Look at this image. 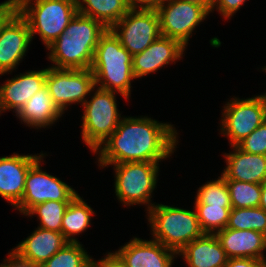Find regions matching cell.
<instances>
[{"label": "cell", "mask_w": 266, "mask_h": 267, "mask_svg": "<svg viewBox=\"0 0 266 267\" xmlns=\"http://www.w3.org/2000/svg\"><path fill=\"white\" fill-rule=\"evenodd\" d=\"M178 136L172 123L148 116H122L116 130L94 154L100 169L126 162L159 163L174 154Z\"/></svg>", "instance_id": "obj_1"}, {"label": "cell", "mask_w": 266, "mask_h": 267, "mask_svg": "<svg viewBox=\"0 0 266 267\" xmlns=\"http://www.w3.org/2000/svg\"><path fill=\"white\" fill-rule=\"evenodd\" d=\"M107 28L91 17L77 13L64 32L51 43L48 60L58 69H90L95 48Z\"/></svg>", "instance_id": "obj_2"}, {"label": "cell", "mask_w": 266, "mask_h": 267, "mask_svg": "<svg viewBox=\"0 0 266 267\" xmlns=\"http://www.w3.org/2000/svg\"><path fill=\"white\" fill-rule=\"evenodd\" d=\"M132 59L114 33L107 29L99 39L90 67L95 86L120 93L126 101L130 100L131 81L135 79Z\"/></svg>", "instance_id": "obj_3"}, {"label": "cell", "mask_w": 266, "mask_h": 267, "mask_svg": "<svg viewBox=\"0 0 266 267\" xmlns=\"http://www.w3.org/2000/svg\"><path fill=\"white\" fill-rule=\"evenodd\" d=\"M146 213L152 239L176 254L204 234L194 206L192 211L157 203Z\"/></svg>", "instance_id": "obj_4"}, {"label": "cell", "mask_w": 266, "mask_h": 267, "mask_svg": "<svg viewBox=\"0 0 266 267\" xmlns=\"http://www.w3.org/2000/svg\"><path fill=\"white\" fill-rule=\"evenodd\" d=\"M18 13L27 21L31 39L38 34L47 48L78 13L77 0H16Z\"/></svg>", "instance_id": "obj_5"}, {"label": "cell", "mask_w": 266, "mask_h": 267, "mask_svg": "<svg viewBox=\"0 0 266 267\" xmlns=\"http://www.w3.org/2000/svg\"><path fill=\"white\" fill-rule=\"evenodd\" d=\"M116 94L95 86L83 103L81 137L85 145L94 153L116 130L121 117Z\"/></svg>", "instance_id": "obj_6"}, {"label": "cell", "mask_w": 266, "mask_h": 267, "mask_svg": "<svg viewBox=\"0 0 266 267\" xmlns=\"http://www.w3.org/2000/svg\"><path fill=\"white\" fill-rule=\"evenodd\" d=\"M114 190L119 203L126 207L145 205L148 212L155 203L151 198L157 187L159 163L126 162L113 164Z\"/></svg>", "instance_id": "obj_7"}, {"label": "cell", "mask_w": 266, "mask_h": 267, "mask_svg": "<svg viewBox=\"0 0 266 267\" xmlns=\"http://www.w3.org/2000/svg\"><path fill=\"white\" fill-rule=\"evenodd\" d=\"M222 109L220 134L230 147L236 146L266 121V92L246 99L232 97Z\"/></svg>", "instance_id": "obj_8"}, {"label": "cell", "mask_w": 266, "mask_h": 267, "mask_svg": "<svg viewBox=\"0 0 266 267\" xmlns=\"http://www.w3.org/2000/svg\"><path fill=\"white\" fill-rule=\"evenodd\" d=\"M211 7L183 0H165L157 9L161 36L175 39L187 48L192 33L209 16Z\"/></svg>", "instance_id": "obj_9"}, {"label": "cell", "mask_w": 266, "mask_h": 267, "mask_svg": "<svg viewBox=\"0 0 266 267\" xmlns=\"http://www.w3.org/2000/svg\"><path fill=\"white\" fill-rule=\"evenodd\" d=\"M46 86L56 106L65 114L68 106L88 99L95 87L91 69H58L47 67ZM66 110V111H65Z\"/></svg>", "instance_id": "obj_10"}, {"label": "cell", "mask_w": 266, "mask_h": 267, "mask_svg": "<svg viewBox=\"0 0 266 267\" xmlns=\"http://www.w3.org/2000/svg\"><path fill=\"white\" fill-rule=\"evenodd\" d=\"M46 155H42L27 172L23 198L14 208L23 215L39 203L71 201L78 193L60 178L43 171L41 163Z\"/></svg>", "instance_id": "obj_11"}, {"label": "cell", "mask_w": 266, "mask_h": 267, "mask_svg": "<svg viewBox=\"0 0 266 267\" xmlns=\"http://www.w3.org/2000/svg\"><path fill=\"white\" fill-rule=\"evenodd\" d=\"M110 30L134 56L161 36L157 10L129 9Z\"/></svg>", "instance_id": "obj_12"}, {"label": "cell", "mask_w": 266, "mask_h": 267, "mask_svg": "<svg viewBox=\"0 0 266 267\" xmlns=\"http://www.w3.org/2000/svg\"><path fill=\"white\" fill-rule=\"evenodd\" d=\"M32 41L27 21L17 12L0 32V76L18 68Z\"/></svg>", "instance_id": "obj_13"}, {"label": "cell", "mask_w": 266, "mask_h": 267, "mask_svg": "<svg viewBox=\"0 0 266 267\" xmlns=\"http://www.w3.org/2000/svg\"><path fill=\"white\" fill-rule=\"evenodd\" d=\"M45 153L18 154L0 157V196L14 208L21 202L24 194L27 172Z\"/></svg>", "instance_id": "obj_14"}, {"label": "cell", "mask_w": 266, "mask_h": 267, "mask_svg": "<svg viewBox=\"0 0 266 267\" xmlns=\"http://www.w3.org/2000/svg\"><path fill=\"white\" fill-rule=\"evenodd\" d=\"M186 49L179 41L160 36L143 52L133 56L132 66L135 79L155 73L166 67L165 65L182 60Z\"/></svg>", "instance_id": "obj_15"}, {"label": "cell", "mask_w": 266, "mask_h": 267, "mask_svg": "<svg viewBox=\"0 0 266 267\" xmlns=\"http://www.w3.org/2000/svg\"><path fill=\"white\" fill-rule=\"evenodd\" d=\"M127 267H172L177 254L154 239L133 237L115 251Z\"/></svg>", "instance_id": "obj_16"}, {"label": "cell", "mask_w": 266, "mask_h": 267, "mask_svg": "<svg viewBox=\"0 0 266 267\" xmlns=\"http://www.w3.org/2000/svg\"><path fill=\"white\" fill-rule=\"evenodd\" d=\"M47 68L30 70L7 79L0 85V103L3 112L18 113L25 103L46 85Z\"/></svg>", "instance_id": "obj_17"}, {"label": "cell", "mask_w": 266, "mask_h": 267, "mask_svg": "<svg viewBox=\"0 0 266 267\" xmlns=\"http://www.w3.org/2000/svg\"><path fill=\"white\" fill-rule=\"evenodd\" d=\"M67 243L61 232L37 227L11 250L21 259L41 266Z\"/></svg>", "instance_id": "obj_18"}, {"label": "cell", "mask_w": 266, "mask_h": 267, "mask_svg": "<svg viewBox=\"0 0 266 267\" xmlns=\"http://www.w3.org/2000/svg\"><path fill=\"white\" fill-rule=\"evenodd\" d=\"M215 235L228 258L266 259V235L261 232L224 228Z\"/></svg>", "instance_id": "obj_19"}, {"label": "cell", "mask_w": 266, "mask_h": 267, "mask_svg": "<svg viewBox=\"0 0 266 267\" xmlns=\"http://www.w3.org/2000/svg\"><path fill=\"white\" fill-rule=\"evenodd\" d=\"M233 151L224 153L226 166L221 175L225 180L263 184L266 181V156L250 154L231 146Z\"/></svg>", "instance_id": "obj_20"}, {"label": "cell", "mask_w": 266, "mask_h": 267, "mask_svg": "<svg viewBox=\"0 0 266 267\" xmlns=\"http://www.w3.org/2000/svg\"><path fill=\"white\" fill-rule=\"evenodd\" d=\"M177 256L188 267H225L229 259L216 235L209 233L188 243Z\"/></svg>", "instance_id": "obj_21"}, {"label": "cell", "mask_w": 266, "mask_h": 267, "mask_svg": "<svg viewBox=\"0 0 266 267\" xmlns=\"http://www.w3.org/2000/svg\"><path fill=\"white\" fill-rule=\"evenodd\" d=\"M63 114L54 103L45 85L25 103L15 116L21 123L23 122L22 124L30 128L41 129L50 128Z\"/></svg>", "instance_id": "obj_22"}, {"label": "cell", "mask_w": 266, "mask_h": 267, "mask_svg": "<svg viewBox=\"0 0 266 267\" xmlns=\"http://www.w3.org/2000/svg\"><path fill=\"white\" fill-rule=\"evenodd\" d=\"M95 211L78 193L69 202L62 219L61 233L68 242H80L75 236L84 233L91 226Z\"/></svg>", "instance_id": "obj_23"}, {"label": "cell", "mask_w": 266, "mask_h": 267, "mask_svg": "<svg viewBox=\"0 0 266 267\" xmlns=\"http://www.w3.org/2000/svg\"><path fill=\"white\" fill-rule=\"evenodd\" d=\"M77 8L78 13L100 21L107 29L129 10L126 0H77Z\"/></svg>", "instance_id": "obj_24"}, {"label": "cell", "mask_w": 266, "mask_h": 267, "mask_svg": "<svg viewBox=\"0 0 266 267\" xmlns=\"http://www.w3.org/2000/svg\"><path fill=\"white\" fill-rule=\"evenodd\" d=\"M41 267H92V256L80 242H68Z\"/></svg>", "instance_id": "obj_25"}, {"label": "cell", "mask_w": 266, "mask_h": 267, "mask_svg": "<svg viewBox=\"0 0 266 267\" xmlns=\"http://www.w3.org/2000/svg\"><path fill=\"white\" fill-rule=\"evenodd\" d=\"M70 201H46L33 206L25 216L36 215L43 229L61 232L64 212Z\"/></svg>", "instance_id": "obj_26"}, {"label": "cell", "mask_w": 266, "mask_h": 267, "mask_svg": "<svg viewBox=\"0 0 266 267\" xmlns=\"http://www.w3.org/2000/svg\"><path fill=\"white\" fill-rule=\"evenodd\" d=\"M226 228L255 230L266 235V212L260 207L232 208Z\"/></svg>", "instance_id": "obj_27"}, {"label": "cell", "mask_w": 266, "mask_h": 267, "mask_svg": "<svg viewBox=\"0 0 266 267\" xmlns=\"http://www.w3.org/2000/svg\"><path fill=\"white\" fill-rule=\"evenodd\" d=\"M194 208L202 231L215 234L226 228L232 206L194 204Z\"/></svg>", "instance_id": "obj_28"}, {"label": "cell", "mask_w": 266, "mask_h": 267, "mask_svg": "<svg viewBox=\"0 0 266 267\" xmlns=\"http://www.w3.org/2000/svg\"><path fill=\"white\" fill-rule=\"evenodd\" d=\"M230 193L232 208L259 207L262 184L225 180Z\"/></svg>", "instance_id": "obj_29"}, {"label": "cell", "mask_w": 266, "mask_h": 267, "mask_svg": "<svg viewBox=\"0 0 266 267\" xmlns=\"http://www.w3.org/2000/svg\"><path fill=\"white\" fill-rule=\"evenodd\" d=\"M196 194L194 204L232 206L228 185L221 174L217 179L207 181L200 186Z\"/></svg>", "instance_id": "obj_30"}, {"label": "cell", "mask_w": 266, "mask_h": 267, "mask_svg": "<svg viewBox=\"0 0 266 267\" xmlns=\"http://www.w3.org/2000/svg\"><path fill=\"white\" fill-rule=\"evenodd\" d=\"M236 146L244 152L266 156V121Z\"/></svg>", "instance_id": "obj_31"}, {"label": "cell", "mask_w": 266, "mask_h": 267, "mask_svg": "<svg viewBox=\"0 0 266 267\" xmlns=\"http://www.w3.org/2000/svg\"><path fill=\"white\" fill-rule=\"evenodd\" d=\"M247 0H212V7L210 13L214 10L223 16V19L229 20L239 11L240 7L245 4Z\"/></svg>", "instance_id": "obj_32"}, {"label": "cell", "mask_w": 266, "mask_h": 267, "mask_svg": "<svg viewBox=\"0 0 266 267\" xmlns=\"http://www.w3.org/2000/svg\"><path fill=\"white\" fill-rule=\"evenodd\" d=\"M92 267H127V265L116 252L108 251L104 258L98 261L92 258Z\"/></svg>", "instance_id": "obj_33"}, {"label": "cell", "mask_w": 266, "mask_h": 267, "mask_svg": "<svg viewBox=\"0 0 266 267\" xmlns=\"http://www.w3.org/2000/svg\"><path fill=\"white\" fill-rule=\"evenodd\" d=\"M18 12L16 0H6L0 3V32L5 24Z\"/></svg>", "instance_id": "obj_34"}, {"label": "cell", "mask_w": 266, "mask_h": 267, "mask_svg": "<svg viewBox=\"0 0 266 267\" xmlns=\"http://www.w3.org/2000/svg\"><path fill=\"white\" fill-rule=\"evenodd\" d=\"M225 267H266V259L229 258Z\"/></svg>", "instance_id": "obj_35"}, {"label": "cell", "mask_w": 266, "mask_h": 267, "mask_svg": "<svg viewBox=\"0 0 266 267\" xmlns=\"http://www.w3.org/2000/svg\"><path fill=\"white\" fill-rule=\"evenodd\" d=\"M0 267H41L33 262L21 259L12 250L8 252V256L0 263Z\"/></svg>", "instance_id": "obj_36"}, {"label": "cell", "mask_w": 266, "mask_h": 267, "mask_svg": "<svg viewBox=\"0 0 266 267\" xmlns=\"http://www.w3.org/2000/svg\"><path fill=\"white\" fill-rule=\"evenodd\" d=\"M129 9L157 10L165 0H126Z\"/></svg>", "instance_id": "obj_37"}, {"label": "cell", "mask_w": 266, "mask_h": 267, "mask_svg": "<svg viewBox=\"0 0 266 267\" xmlns=\"http://www.w3.org/2000/svg\"><path fill=\"white\" fill-rule=\"evenodd\" d=\"M259 207L266 212V181L262 184L261 200Z\"/></svg>", "instance_id": "obj_38"}, {"label": "cell", "mask_w": 266, "mask_h": 267, "mask_svg": "<svg viewBox=\"0 0 266 267\" xmlns=\"http://www.w3.org/2000/svg\"><path fill=\"white\" fill-rule=\"evenodd\" d=\"M183 1L200 4V5H212V0H183Z\"/></svg>", "instance_id": "obj_39"}, {"label": "cell", "mask_w": 266, "mask_h": 267, "mask_svg": "<svg viewBox=\"0 0 266 267\" xmlns=\"http://www.w3.org/2000/svg\"><path fill=\"white\" fill-rule=\"evenodd\" d=\"M3 113V110H2V107H1V103H0V116L2 115Z\"/></svg>", "instance_id": "obj_40"}, {"label": "cell", "mask_w": 266, "mask_h": 267, "mask_svg": "<svg viewBox=\"0 0 266 267\" xmlns=\"http://www.w3.org/2000/svg\"><path fill=\"white\" fill-rule=\"evenodd\" d=\"M261 69H262L263 72L265 71V73H266V66H264V67L261 68Z\"/></svg>", "instance_id": "obj_41"}]
</instances>
